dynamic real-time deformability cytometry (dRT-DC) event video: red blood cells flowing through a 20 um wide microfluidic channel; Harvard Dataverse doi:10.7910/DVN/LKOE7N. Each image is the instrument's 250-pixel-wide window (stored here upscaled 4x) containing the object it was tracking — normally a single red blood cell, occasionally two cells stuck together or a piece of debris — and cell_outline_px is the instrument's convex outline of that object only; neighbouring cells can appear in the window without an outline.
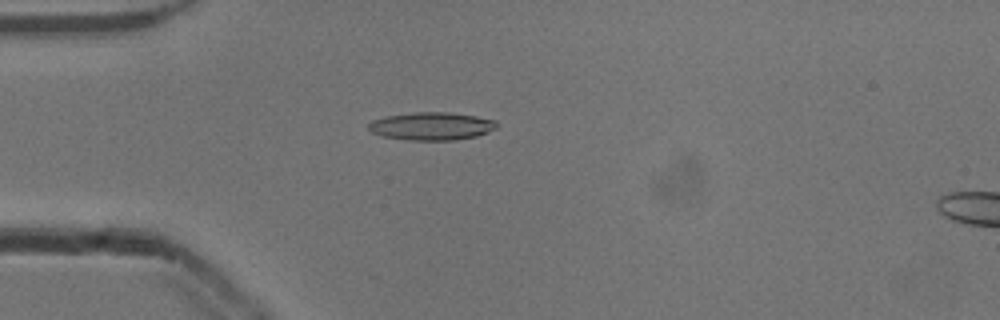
{"species": "common noctule bat (a hibernating species)", "species_latin": "Nyctalus noctula", "temperature_condition": "cold", "stored_images_in_passage": 52, "camera_frame_rate_fps": 3000, "um_per_image_px": 0.085, "animal": {"sex": "male", "body_mass_g": 13.3}, "frame": {"image": 1, "passage_image": 14, "time_ms": 4.333, "image_size_px": [1000, 320], "cell_outline_px": [[496, 128], [488, 132], [476, 136], [456, 140], [408, 140], [384, 136], [372, 132], [368, 128], [368, 124], [372, 120], [384, 116], [412, 112], [448, 112], [476, 116], [496, 120]], "centroid_in_image_um": [36.67, 10.71], "position_along_channel_um": 48.3, "area_um2": 20.87}}
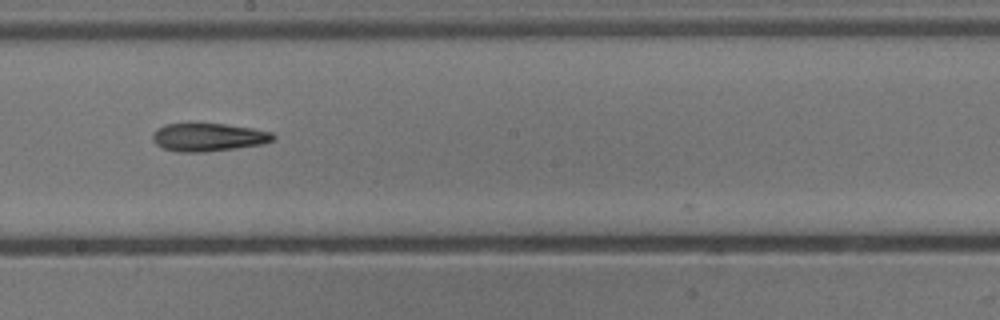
{"frame": {"image": 2, "passage_image": 29, "time_ms": 9.333, "image_size_px": [1000, 320], "cell_outline_px": [[276, 140], [264, 144], [236, 148], [204, 152], [176, 152], [164, 148], [156, 144], [152, 140], [152, 132], [156, 128], [164, 124], [224, 124], [252, 128], [272, 132], [276, 136]], "centroid_in_image_um": [17.72, 11.67], "position_along_channel_um": 230.5, "area_um2": 19.88}}
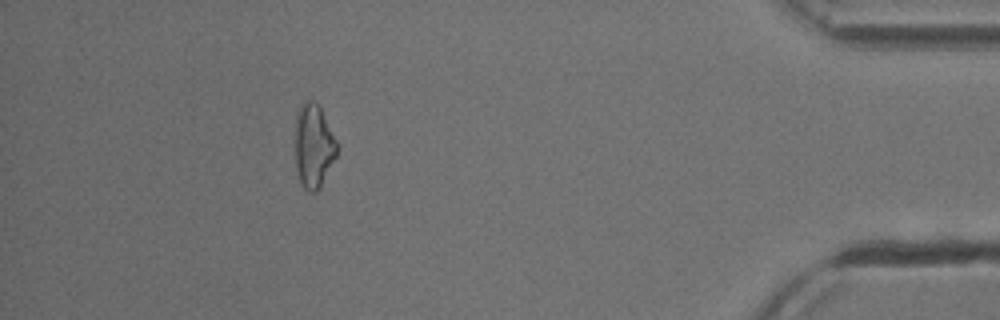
{"frame": {"image": 3, "passage_image": 47, "time_ms": 15.333, "image_size_px": [1000, 320], "cell_outline_px": [[336, 156], [316, 192], [308, 192], [300, 184], [296, 168], [296, 112], [300, 104], [308, 100], [312, 100], [320, 108], [336, 140]], "centroid_in_image_um": [26.62, 12.4], "position_along_channel_um": 408.6, "area_um2": 19.94}, "authors_computed_cell_mechanics": {"area_um2": 19.941, "velocity_mm_per_s": 3.9103, "shape_relaxation_time_tau1_ms": 10.5279, "shape_relaxation_time_tau2_ms": null, "deformation_change_tau1": 0.2368, "deformation_change_tau2": null}}